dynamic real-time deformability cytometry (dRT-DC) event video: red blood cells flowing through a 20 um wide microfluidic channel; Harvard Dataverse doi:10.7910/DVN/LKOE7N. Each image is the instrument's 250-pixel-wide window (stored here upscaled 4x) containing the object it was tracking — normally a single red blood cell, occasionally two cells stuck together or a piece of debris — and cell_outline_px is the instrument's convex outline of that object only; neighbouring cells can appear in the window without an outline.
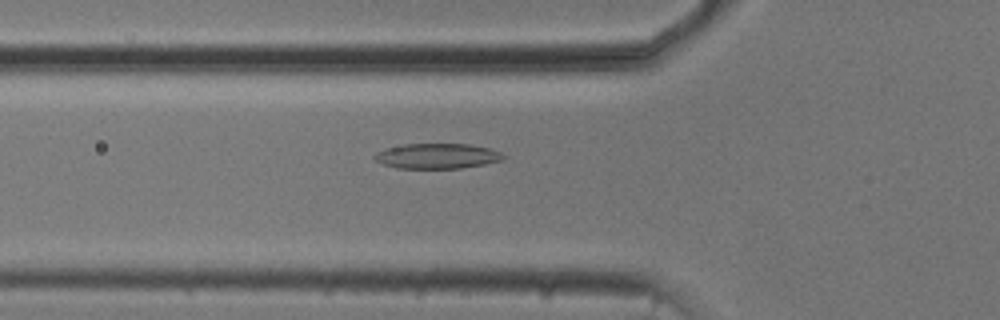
{"species": "common noctule bat (a hibernating species)", "species_latin": "Nyctalus noctula", "temperature_condition": "cold", "stored_images_in_passage": 54, "camera_frame_rate_fps": 3000, "um_per_image_px": 0.085, "animal": {"sex": "male", "body_mass_g": 20.5, "forearm_length_mm": 52.5}, "frame": {"image": 1, "passage_image": 19, "time_ms": 6.0, "image_size_px": [1000, 320], "cell_outline_px": [[508, 156], [504, 160], [484, 164], [460, 168], [396, 168], [384, 164], [376, 160], [372, 156], [376, 152], [384, 148], [404, 144], [468, 144], [488, 148], [500, 152]], "centroid_in_image_um": [37.16, 13.26], "position_along_channel_um": 88.6, "area_um2": 18.96}}
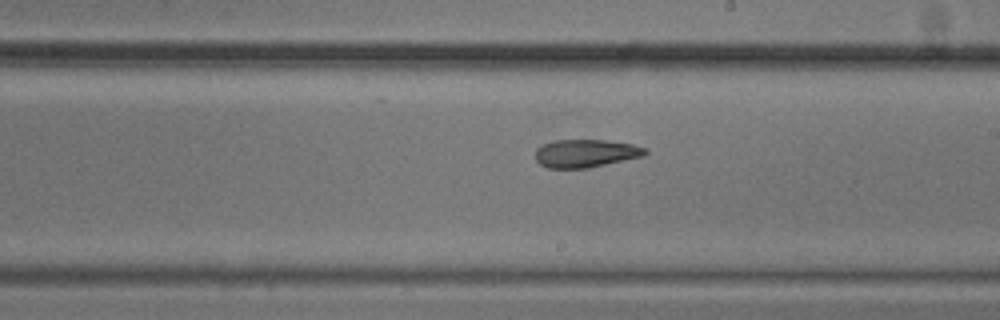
{"frame": {"image": 2, "passage_image": 31, "time_ms": 10.0, "image_size_px": [1000, 320], "cell_outline_px": [[648, 152], [644, 156], [588, 168], [548, 168], [540, 164], [536, 160], [536, 148], [552, 140], [608, 140], [632, 144], [648, 148]], "centroid_in_image_um": [49.8, 13.03], "position_along_channel_um": 239.2, "area_um2": 18.03}}
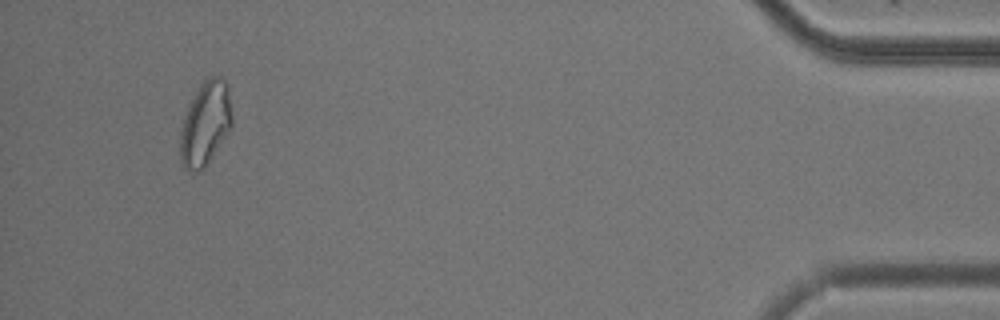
{"frame": {"image": 3, "passage_image": 51, "time_ms": 16.667, "image_size_px": [1000, 320], "cell_outline_px": [[232, 124], [204, 168], [200, 172], [188, 172], [184, 168], [180, 160], [180, 132], [184, 116], [200, 84], [204, 80], [212, 76], [220, 76], [228, 84], [232, 116]], "centroid_in_image_um": [17.44, 10.51], "position_along_channel_um": 417.8, "area_um2": 25.09}, "authors_computed_cell_mechanics": {"area_um2": 20.1433, "velocity_mm_per_s": 3.7466, "shape_relaxation_time_tau1_ms": null, "shape_relaxation_time_tau2_ms": 3.7757, "deformation_change_tau1": null, "deformation_change_tau2": 0.1177}}